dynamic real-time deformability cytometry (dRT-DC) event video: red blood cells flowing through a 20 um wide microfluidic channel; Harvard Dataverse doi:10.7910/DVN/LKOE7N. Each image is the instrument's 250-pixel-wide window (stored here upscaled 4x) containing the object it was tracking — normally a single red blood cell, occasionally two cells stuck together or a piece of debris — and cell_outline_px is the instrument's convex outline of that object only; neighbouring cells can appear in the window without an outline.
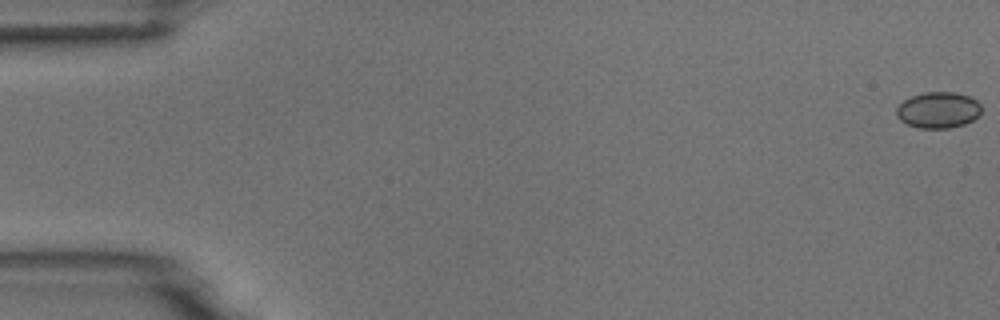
{"species": "common noctule bat (a hibernating species)", "species_latin": "Nyctalus noctula", "temperature_condition": "room temperature", "stored_images_in_passage": 55, "camera_frame_rate_fps": 3000, "um_per_image_px": 0.085, "animal": {"sex": "male", "body_mass_g": 18.8}, "frame": {"image": 1, "passage_image": 1, "time_ms": 0.0, "image_size_px": [1000, 320], "cell_outline_px": [[980, 116], [964, 124], [948, 128], [920, 128], [908, 124], [900, 120], [896, 116], [896, 108], [904, 100], [912, 96], [924, 92], [956, 92], [968, 96], [976, 100], [980, 104]], "centroid_in_image_um": [79.75, 9.35], "position_along_channel_um": 5.3, "area_um2": 17.86}}
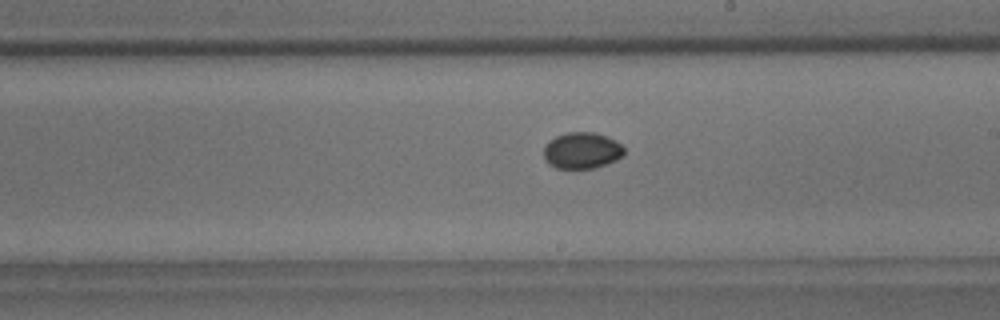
{"frame": {"image": 2, "passage_image": 32, "time_ms": 10.333, "image_size_px": [1000, 320], "cell_outline_px": [[624, 156], [608, 164], [592, 168], [556, 168], [548, 164], [544, 160], [544, 144], [548, 140], [556, 136], [568, 132], [596, 132], [608, 136], [616, 140], [624, 148]], "centroid_in_image_um": [49.46, 12.78], "position_along_channel_um": 239.5, "area_um2": 17.34}}
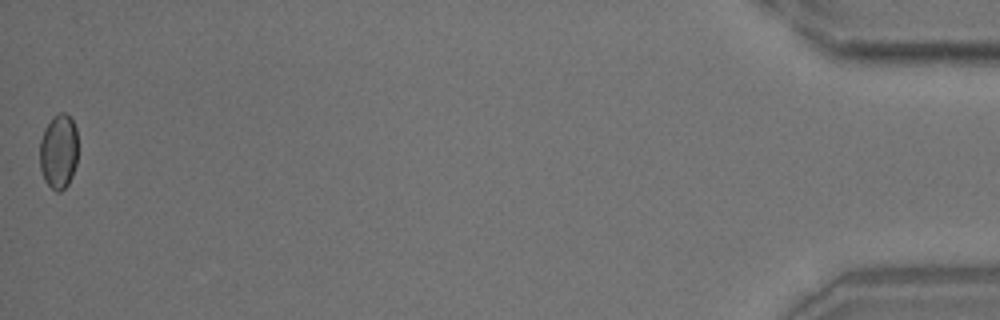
{"frame": {"image": 3, "passage_image": 55, "time_ms": 18.0, "image_size_px": [1000, 320], "cell_outline_px": [[76, 164], [72, 176], [68, 184], [60, 192], [56, 192], [44, 180], [40, 168], [40, 140], [44, 128], [52, 116], [60, 112], [64, 112], [72, 120], [76, 128]], "centroid_in_image_um": [4.96, 12.87], "position_along_channel_um": 430.2, "area_um2": 16.65}}